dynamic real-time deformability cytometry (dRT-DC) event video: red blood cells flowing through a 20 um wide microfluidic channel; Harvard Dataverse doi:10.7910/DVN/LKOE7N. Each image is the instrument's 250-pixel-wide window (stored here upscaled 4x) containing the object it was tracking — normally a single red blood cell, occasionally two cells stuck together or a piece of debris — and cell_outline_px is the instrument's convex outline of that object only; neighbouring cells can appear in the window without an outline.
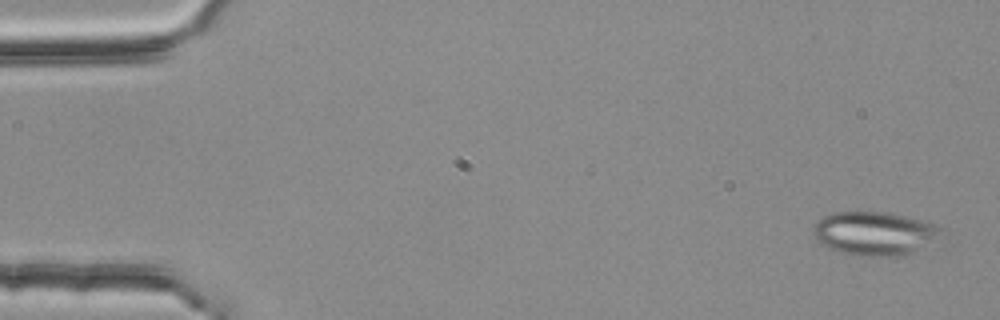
{"species": "common noctule bat (a hibernating species)", "species_latin": "Nyctalus noctula", "temperature_condition": "room temperature", "stored_images_in_passage": 5, "camera_frame_rate_fps": 3000, "um_per_image_px": 0.085, "animal": {"sex": "female", "body_mass_g": 25.1}, "frame": {"image": 1, "passage_image": 1, "time_ms": 0.0, "image_size_px": [1000, 320], "cell_outline_px": [[948, 248], [904, 256], [860, 256], [840, 252], [828, 248], [820, 244], [816, 240], [812, 232], [812, 228], [816, 220], [832, 212], [888, 212], [908, 216], [936, 224], [940, 228], [948, 244]], "centroid_in_image_um": [74.61, 19.9], "position_along_channel_um": 10.4, "area_um2": 35.08}}